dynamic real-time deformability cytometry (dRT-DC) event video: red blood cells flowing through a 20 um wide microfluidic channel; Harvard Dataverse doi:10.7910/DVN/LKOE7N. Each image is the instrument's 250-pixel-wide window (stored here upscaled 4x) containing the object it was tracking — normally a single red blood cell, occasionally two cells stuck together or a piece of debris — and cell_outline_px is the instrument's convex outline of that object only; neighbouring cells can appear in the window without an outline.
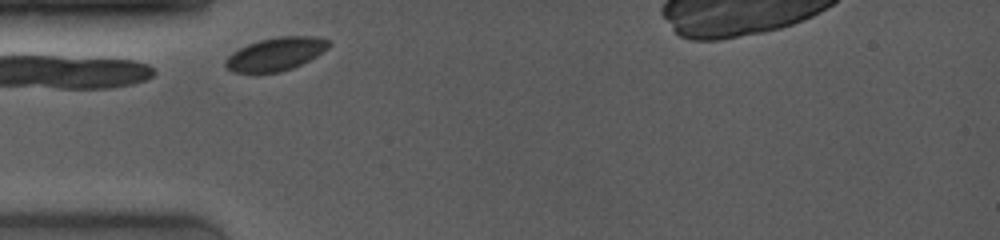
{"species": "common noctule bat (a hibernating species)", "species_latin": "Nyctalus noctula", "temperature_condition": "room temperature", "stored_images_in_passage": 2, "camera_frame_rate_fps": 4000, "um_per_image_px": 0.085, "animal": {"sex": "female", "body_mass_g": 19.0, "forearm_length_mm": 53.3}, "frame": {"image": 1, "passage_image": 1, "time_ms": 0.0, "image_size_px": [1000, 240], "cell_outline_px": [[332, 44], [328, 48], [316, 56], [292, 68], [280, 72], [232, 72], [224, 64], [224, 60], [232, 52], [248, 44], [260, 40], [280, 36], [312, 36], [328, 40]], "centroid_in_image_um": [23.43, 4.59], "position_along_channel_um": 61.6, "area_um2": 19.71}}